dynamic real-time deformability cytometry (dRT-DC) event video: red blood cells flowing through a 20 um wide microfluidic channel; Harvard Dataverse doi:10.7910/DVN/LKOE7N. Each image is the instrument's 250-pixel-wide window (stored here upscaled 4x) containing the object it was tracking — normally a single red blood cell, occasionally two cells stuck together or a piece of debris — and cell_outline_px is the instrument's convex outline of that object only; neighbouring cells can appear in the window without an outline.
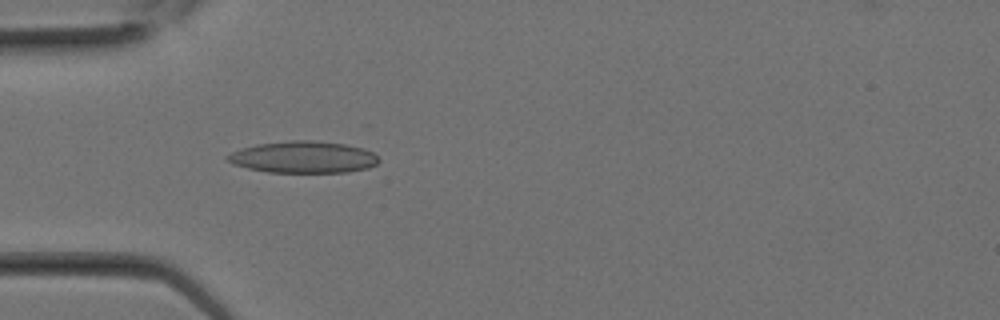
{"species": "Egyptian fruit bat (a non-hibernating species)", "species_latin": "Rousettus aegyptiacus", "temperature_condition": "room temperature", "stored_images_in_passage": 7, "camera_frame_rate_fps": 3000, "um_per_image_px": 0.085, "animal": {"sex": "female"}, "frame": {"image": 1, "passage_image": 7, "time_ms": 2.0, "image_size_px": [1000, 320], "cell_outline_px": [[380, 160], [376, 164], [368, 168], [348, 172], [268, 172], [248, 168], [232, 164], [224, 156], [232, 152], [256, 144], [288, 140], [312, 140], [344, 144], [364, 148], [372, 152]], "centroid_in_image_um": [25.78, 13.35], "position_along_channel_um": 59.2, "area_um2": 27.98}}